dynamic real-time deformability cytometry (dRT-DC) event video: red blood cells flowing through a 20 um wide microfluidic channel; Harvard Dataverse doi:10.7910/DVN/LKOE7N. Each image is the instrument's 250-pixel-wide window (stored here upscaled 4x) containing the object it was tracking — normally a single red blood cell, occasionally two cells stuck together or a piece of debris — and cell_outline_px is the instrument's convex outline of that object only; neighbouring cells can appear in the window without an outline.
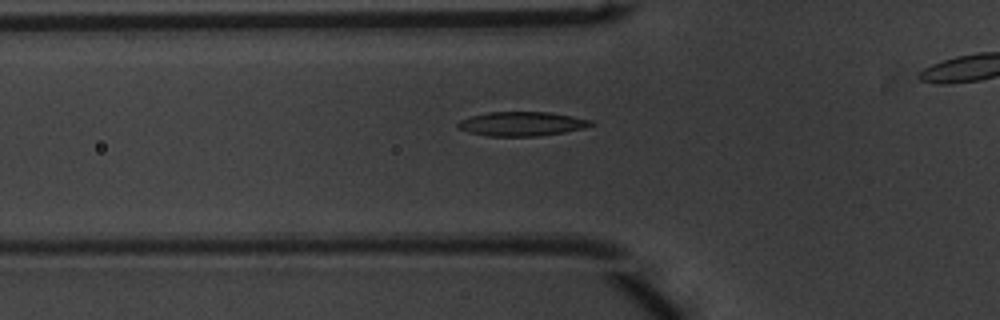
{"species": "common noctule bat (a hibernating species)", "species_latin": "Nyctalus noctula", "temperature_condition": "warm", "stored_images_in_passage": 34, "camera_frame_rate_fps": 3000, "um_per_image_px": 0.085, "animal": {"sex": "male", "body_mass_g": 20.1, "forearm_length_mm": 53.5}, "frame": {"image": 1, "passage_image": 9, "time_ms": 2.667, "image_size_px": [1000, 320], "cell_outline_px": [[596, 124], [584, 128], [564, 132], [540, 136], [484, 136], [468, 132], [460, 128], [456, 124], [460, 120], [472, 116], [488, 112], [548, 112], [572, 116], [592, 120]], "centroid_in_image_um": [44.37, 10.53], "position_along_channel_um": 81.4, "area_um2": 18.79}}
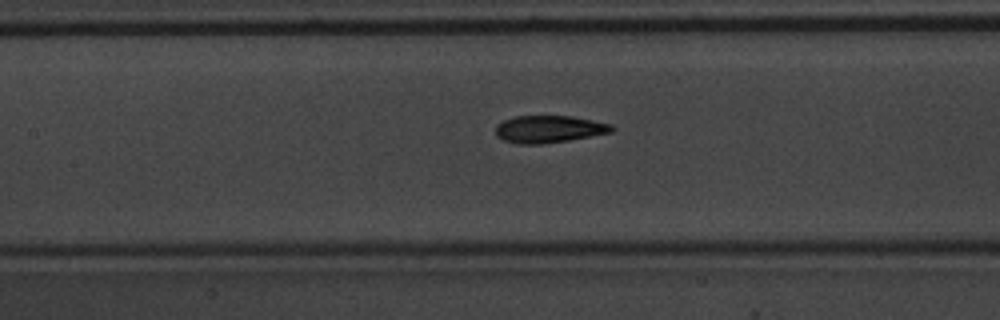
{"frame": {"image": 2, "passage_image": 15, "time_ms": 4.667, "image_size_px": [1000, 320], "cell_outline_px": [[616, 128], [612, 132], [592, 136], [568, 140], [540, 144], [516, 144], [504, 140], [496, 136], [496, 124], [504, 120], [516, 116], [572, 116], [612, 124]], "centroid_in_image_um": [46.67, 10.97], "position_along_channel_um": 160.7, "area_um2": 18.5}}
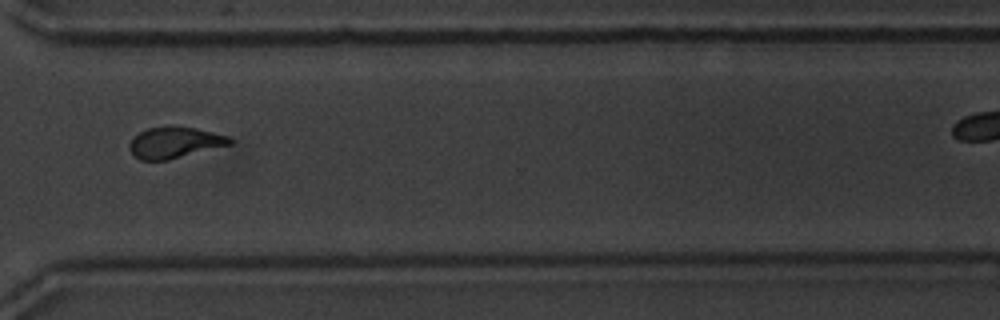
{"frame": {"image": 3, "passage_image": 30, "time_ms": 9.667, "image_size_px": [1000, 320], "cell_outline_px": [[232, 144], [168, 160], [140, 160], [128, 148], [128, 144], [140, 132], [148, 128], [196, 128], [228, 136], [232, 140]], "centroid_in_image_um": [14.86, 12.15], "position_along_channel_um": 355.7, "area_um2": 17.63}}